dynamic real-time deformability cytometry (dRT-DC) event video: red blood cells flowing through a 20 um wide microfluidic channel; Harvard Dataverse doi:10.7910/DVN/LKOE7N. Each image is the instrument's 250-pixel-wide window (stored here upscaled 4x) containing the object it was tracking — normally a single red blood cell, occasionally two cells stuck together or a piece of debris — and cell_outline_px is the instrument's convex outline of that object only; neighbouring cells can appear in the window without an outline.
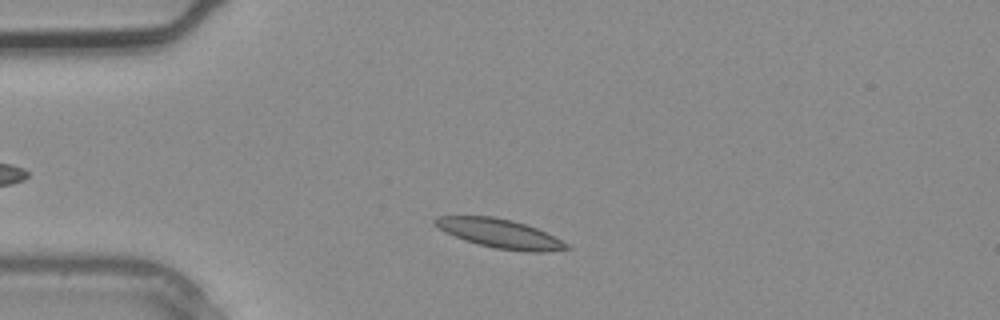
{"species": "common noctule bat (a hibernating species)", "species_latin": "Nyctalus noctula", "temperature_condition": "warm", "stored_images_in_passage": 3, "camera_frame_rate_fps": 3000, "um_per_image_px": 0.085, "animal": {"sex": "male", "body_mass_g": 20.4}, "frame": {"image": 1, "passage_image": 3, "time_ms": 0.667, "image_size_px": [1000, 320], "cell_outline_px": [[572, 248], [548, 252], [524, 252], [496, 248], [464, 240], [444, 232], [432, 224], [432, 220], [436, 216], [492, 216], [512, 220], [536, 228], [568, 244]], "centroid_in_image_um": [42.44, 19.85], "position_along_channel_um": 42.6, "area_um2": 22.2}}